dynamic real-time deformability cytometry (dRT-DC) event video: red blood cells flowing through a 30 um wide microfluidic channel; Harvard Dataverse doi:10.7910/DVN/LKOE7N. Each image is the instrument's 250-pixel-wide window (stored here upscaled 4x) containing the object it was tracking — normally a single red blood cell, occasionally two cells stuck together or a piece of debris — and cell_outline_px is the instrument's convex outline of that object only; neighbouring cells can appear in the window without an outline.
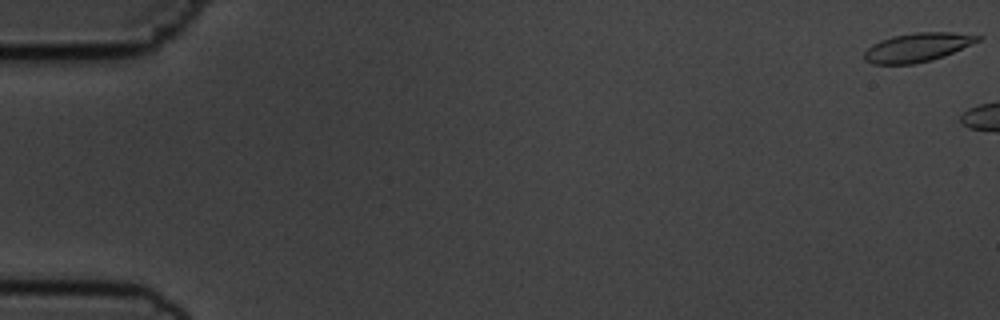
{"species": "common noctule bat (a hibernating species)", "species_latin": "Nyctalus noctula", "temperature_condition": "cold", "stored_images_in_passage": 6, "camera_frame_rate_fps": 3000, "um_per_image_px": 0.085, "animal": {"sex": "male", "body_mass_g": 19.5, "forearm_length_mm": 54.6}, "frame": {"image": 1, "passage_image": 1, "time_ms": 0.0, "image_size_px": [1000, 320], "cell_outline_px": [[984, 36], [980, 40], [944, 56], [932, 60], [912, 64], [872, 64], [864, 60], [864, 52], [872, 44], [880, 40], [892, 36], [916, 32], [952, 32]], "centroid_in_image_um": [77.96, 4.02], "position_along_channel_um": 7.0, "area_um2": 19.07}}